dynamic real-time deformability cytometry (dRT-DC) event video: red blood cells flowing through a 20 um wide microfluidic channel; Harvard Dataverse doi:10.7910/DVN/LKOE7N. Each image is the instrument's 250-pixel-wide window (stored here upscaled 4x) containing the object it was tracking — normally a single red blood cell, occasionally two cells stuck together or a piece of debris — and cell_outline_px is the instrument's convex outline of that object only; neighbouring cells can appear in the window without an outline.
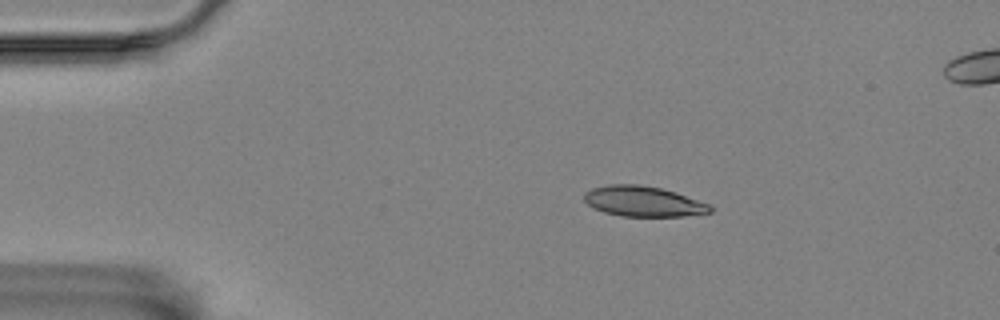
{"species": "Egyptian fruit bat (a non-hibernating species)", "species_latin": "Rousettus aegyptiacus", "temperature_condition": "room temperature", "stored_images_in_passage": 4, "camera_frame_rate_fps": 3000, "um_per_image_px": 0.085, "animal": {"sex": "female"}, "frame": {"image": 1, "passage_image": 2, "time_ms": 1.333, "image_size_px": [1000, 320], "cell_outline_px": [[716, 208], [712, 212], [684, 216], [620, 216], [604, 212], [592, 208], [584, 200], [584, 192], [592, 188], [608, 184], [640, 184], [660, 188], [676, 192], [712, 204]], "centroid_in_image_um": [54.71, 17.11], "position_along_channel_um": 30.3, "area_um2": 22.66}}